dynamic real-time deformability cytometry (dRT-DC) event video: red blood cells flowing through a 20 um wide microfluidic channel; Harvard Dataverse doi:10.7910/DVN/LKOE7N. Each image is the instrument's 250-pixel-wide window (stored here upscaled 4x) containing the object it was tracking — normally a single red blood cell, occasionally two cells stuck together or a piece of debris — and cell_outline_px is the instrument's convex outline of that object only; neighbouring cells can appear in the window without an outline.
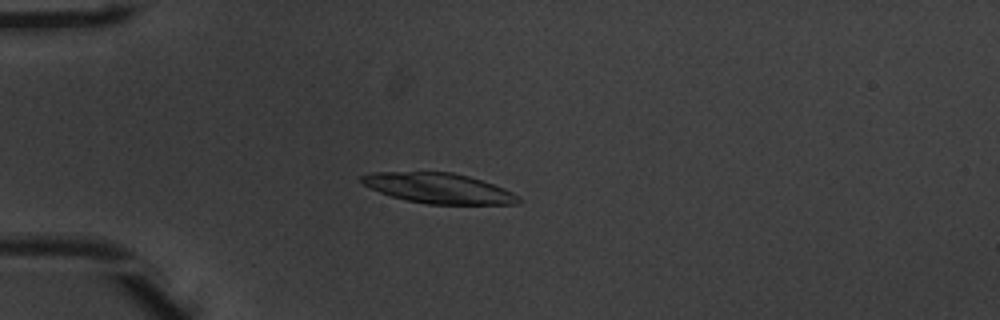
{"species": "common noctule bat (a hibernating species)", "species_latin": "Nyctalus noctula", "temperature_condition": "warm", "stored_images_in_passage": 48, "camera_frame_rate_fps": 3000, "um_per_image_px": 0.085, "animal": {"sex": "male", "body_mass_g": 20.1, "forearm_length_mm": 53.5}, "frame": {"image": 1, "passage_image": 10, "time_ms": 3.0, "image_size_px": [1000, 320], "cell_outline_px": [[520, 200], [516, 204], [428, 204], [408, 200], [392, 196], [380, 192], [364, 184], [360, 180], [360, 176], [372, 172], [452, 172], [468, 176], [504, 188], [520, 196]], "centroid_in_image_um": [37.29, 16.0], "position_along_channel_um": 47.7, "area_um2": 27.28}}
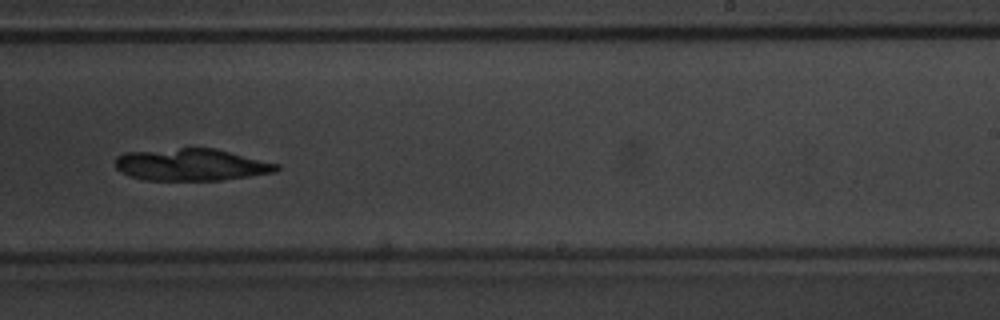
{"frame": {"image": 2, "passage_image": 29, "time_ms": 9.333, "image_size_px": [1000, 320], "cell_outline_px": [[280, 168], [276, 172], [220, 180], [144, 180], [128, 176], [120, 172], [116, 168], [116, 156], [124, 152], [180, 148], [216, 148], [280, 164]], "centroid_in_image_um": [16.25, 14.0], "position_along_channel_um": 272.8, "area_um2": 30.29}}
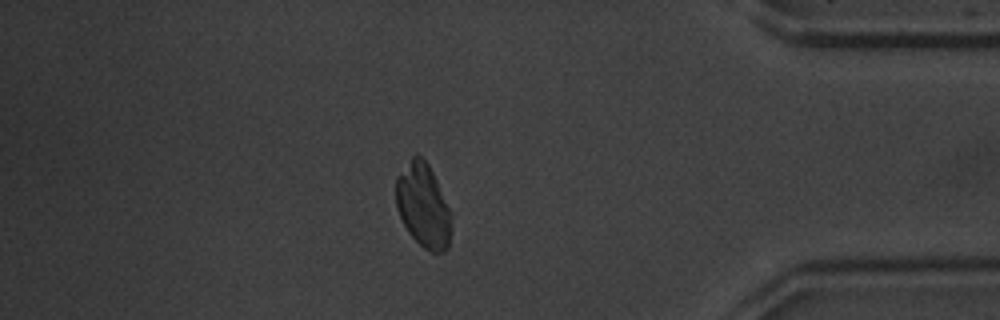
{"frame": {"image": 3, "passage_image": 41, "time_ms": 13.333, "image_size_px": [1000, 320], "cell_outline_px": [[448, 248], [440, 252], [432, 252], [424, 248], [408, 232], [396, 208], [396, 176], [412, 156], [416, 152], [428, 164], [436, 180], [448, 208]], "centroid_in_image_um": [35.9, 17.43], "position_along_channel_um": 399.3, "area_um2": 26.18}, "authors_computed_cell_mechanics": {"area_um2": 29.9693, "velocity_mm_per_s": 3.8862, "shape_relaxation_time_tau1_ms": 5.8328, "shape_relaxation_time_tau2_ms": null, "deformation_change_tau1": 0.2833, "deformation_change_tau2": null}}